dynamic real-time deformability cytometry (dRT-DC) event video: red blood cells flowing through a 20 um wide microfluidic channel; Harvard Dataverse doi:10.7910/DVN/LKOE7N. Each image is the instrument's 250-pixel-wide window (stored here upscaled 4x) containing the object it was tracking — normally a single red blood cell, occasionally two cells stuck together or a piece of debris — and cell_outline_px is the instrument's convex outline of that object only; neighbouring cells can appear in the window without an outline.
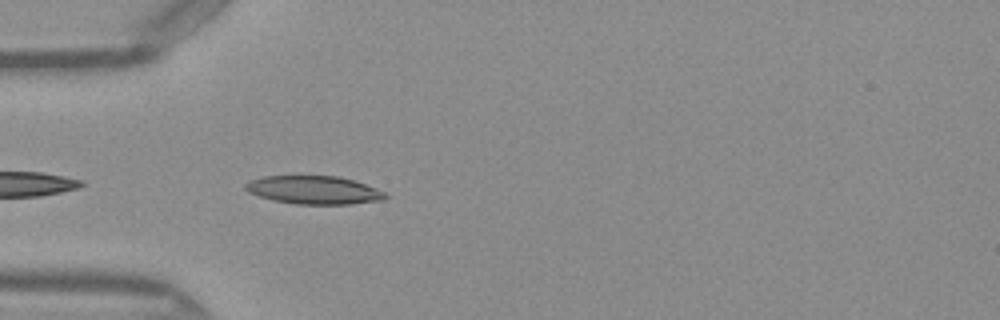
{"species": "Egyptian fruit bat (a non-hibernating species)", "species_latin": "Rousettus aegyptiacus", "temperature_condition": "warm", "stored_images_in_passage": 7, "camera_frame_rate_fps": 3000, "um_per_image_px": 0.085, "frame": {"image": 1, "passage_image": 2, "time_ms": 0.333, "image_size_px": [1000, 320], "cell_outline_px": [[388, 196], [384, 200], [348, 204], [296, 204], [272, 200], [248, 192], [244, 188], [244, 184], [252, 180], [264, 176], [336, 176], [352, 180], [376, 188], [384, 192]], "centroid_in_image_um": [26.67, 16.16], "position_along_channel_um": 58.3, "area_um2": 22.83}}